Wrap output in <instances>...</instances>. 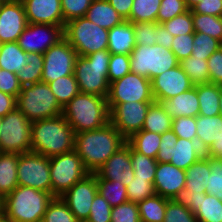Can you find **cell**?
<instances>
[{
    "label": "cell",
    "instance_id": "cell-18",
    "mask_svg": "<svg viewBox=\"0 0 222 222\" xmlns=\"http://www.w3.org/2000/svg\"><path fill=\"white\" fill-rule=\"evenodd\" d=\"M152 94L156 102L168 100L194 87L180 65L151 80Z\"/></svg>",
    "mask_w": 222,
    "mask_h": 222
},
{
    "label": "cell",
    "instance_id": "cell-56",
    "mask_svg": "<svg viewBox=\"0 0 222 222\" xmlns=\"http://www.w3.org/2000/svg\"><path fill=\"white\" fill-rule=\"evenodd\" d=\"M178 136L172 129L161 134V142L159 151L156 157L157 162H170L172 158L173 147L177 142Z\"/></svg>",
    "mask_w": 222,
    "mask_h": 222
},
{
    "label": "cell",
    "instance_id": "cell-54",
    "mask_svg": "<svg viewBox=\"0 0 222 222\" xmlns=\"http://www.w3.org/2000/svg\"><path fill=\"white\" fill-rule=\"evenodd\" d=\"M173 132L182 139L196 140V117L181 116L172 120Z\"/></svg>",
    "mask_w": 222,
    "mask_h": 222
},
{
    "label": "cell",
    "instance_id": "cell-25",
    "mask_svg": "<svg viewBox=\"0 0 222 222\" xmlns=\"http://www.w3.org/2000/svg\"><path fill=\"white\" fill-rule=\"evenodd\" d=\"M197 143L205 152L214 141L222 137V116H201L196 117Z\"/></svg>",
    "mask_w": 222,
    "mask_h": 222
},
{
    "label": "cell",
    "instance_id": "cell-57",
    "mask_svg": "<svg viewBox=\"0 0 222 222\" xmlns=\"http://www.w3.org/2000/svg\"><path fill=\"white\" fill-rule=\"evenodd\" d=\"M22 86L18 80L17 74L0 69V91L17 96L21 92Z\"/></svg>",
    "mask_w": 222,
    "mask_h": 222
},
{
    "label": "cell",
    "instance_id": "cell-53",
    "mask_svg": "<svg viewBox=\"0 0 222 222\" xmlns=\"http://www.w3.org/2000/svg\"><path fill=\"white\" fill-rule=\"evenodd\" d=\"M111 210L110 204L98 192L91 204L87 222H111Z\"/></svg>",
    "mask_w": 222,
    "mask_h": 222
},
{
    "label": "cell",
    "instance_id": "cell-3",
    "mask_svg": "<svg viewBox=\"0 0 222 222\" xmlns=\"http://www.w3.org/2000/svg\"><path fill=\"white\" fill-rule=\"evenodd\" d=\"M75 133L96 130L110 122L107 98L78 93L62 108L61 114Z\"/></svg>",
    "mask_w": 222,
    "mask_h": 222
},
{
    "label": "cell",
    "instance_id": "cell-65",
    "mask_svg": "<svg viewBox=\"0 0 222 222\" xmlns=\"http://www.w3.org/2000/svg\"><path fill=\"white\" fill-rule=\"evenodd\" d=\"M220 102V104H219V106H220V115H222V86H220V100H219Z\"/></svg>",
    "mask_w": 222,
    "mask_h": 222
},
{
    "label": "cell",
    "instance_id": "cell-12",
    "mask_svg": "<svg viewBox=\"0 0 222 222\" xmlns=\"http://www.w3.org/2000/svg\"><path fill=\"white\" fill-rule=\"evenodd\" d=\"M154 102L151 81L141 75L129 72L109 85L107 104L126 102Z\"/></svg>",
    "mask_w": 222,
    "mask_h": 222
},
{
    "label": "cell",
    "instance_id": "cell-29",
    "mask_svg": "<svg viewBox=\"0 0 222 222\" xmlns=\"http://www.w3.org/2000/svg\"><path fill=\"white\" fill-rule=\"evenodd\" d=\"M185 189L194 193H206V187L211 173L209 167V157L203 155L186 170Z\"/></svg>",
    "mask_w": 222,
    "mask_h": 222
},
{
    "label": "cell",
    "instance_id": "cell-19",
    "mask_svg": "<svg viewBox=\"0 0 222 222\" xmlns=\"http://www.w3.org/2000/svg\"><path fill=\"white\" fill-rule=\"evenodd\" d=\"M27 24L21 0L0 3V44L17 41Z\"/></svg>",
    "mask_w": 222,
    "mask_h": 222
},
{
    "label": "cell",
    "instance_id": "cell-20",
    "mask_svg": "<svg viewBox=\"0 0 222 222\" xmlns=\"http://www.w3.org/2000/svg\"><path fill=\"white\" fill-rule=\"evenodd\" d=\"M94 174L96 179L120 181L125 186H128L129 180L134 178V170L132 169L130 158V145L126 142Z\"/></svg>",
    "mask_w": 222,
    "mask_h": 222
},
{
    "label": "cell",
    "instance_id": "cell-51",
    "mask_svg": "<svg viewBox=\"0 0 222 222\" xmlns=\"http://www.w3.org/2000/svg\"><path fill=\"white\" fill-rule=\"evenodd\" d=\"M111 222H141L138 205L126 202L112 207Z\"/></svg>",
    "mask_w": 222,
    "mask_h": 222
},
{
    "label": "cell",
    "instance_id": "cell-8",
    "mask_svg": "<svg viewBox=\"0 0 222 222\" xmlns=\"http://www.w3.org/2000/svg\"><path fill=\"white\" fill-rule=\"evenodd\" d=\"M177 65H179V61L171 49H166L158 44L136 45L130 53L131 72L146 77L150 81Z\"/></svg>",
    "mask_w": 222,
    "mask_h": 222
},
{
    "label": "cell",
    "instance_id": "cell-40",
    "mask_svg": "<svg viewBox=\"0 0 222 222\" xmlns=\"http://www.w3.org/2000/svg\"><path fill=\"white\" fill-rule=\"evenodd\" d=\"M192 19L194 32L207 34L222 43V17L192 11Z\"/></svg>",
    "mask_w": 222,
    "mask_h": 222
},
{
    "label": "cell",
    "instance_id": "cell-49",
    "mask_svg": "<svg viewBox=\"0 0 222 222\" xmlns=\"http://www.w3.org/2000/svg\"><path fill=\"white\" fill-rule=\"evenodd\" d=\"M136 45L152 46L157 40V22L133 23Z\"/></svg>",
    "mask_w": 222,
    "mask_h": 222
},
{
    "label": "cell",
    "instance_id": "cell-23",
    "mask_svg": "<svg viewBox=\"0 0 222 222\" xmlns=\"http://www.w3.org/2000/svg\"><path fill=\"white\" fill-rule=\"evenodd\" d=\"M160 104L173 119L181 116L197 117L199 115V100L195 86L175 97L160 101Z\"/></svg>",
    "mask_w": 222,
    "mask_h": 222
},
{
    "label": "cell",
    "instance_id": "cell-50",
    "mask_svg": "<svg viewBox=\"0 0 222 222\" xmlns=\"http://www.w3.org/2000/svg\"><path fill=\"white\" fill-rule=\"evenodd\" d=\"M188 10L185 0H161L157 23L162 24Z\"/></svg>",
    "mask_w": 222,
    "mask_h": 222
},
{
    "label": "cell",
    "instance_id": "cell-48",
    "mask_svg": "<svg viewBox=\"0 0 222 222\" xmlns=\"http://www.w3.org/2000/svg\"><path fill=\"white\" fill-rule=\"evenodd\" d=\"M131 72L130 55L127 54H111L108 64V80L109 84L121 79L123 76Z\"/></svg>",
    "mask_w": 222,
    "mask_h": 222
},
{
    "label": "cell",
    "instance_id": "cell-33",
    "mask_svg": "<svg viewBox=\"0 0 222 222\" xmlns=\"http://www.w3.org/2000/svg\"><path fill=\"white\" fill-rule=\"evenodd\" d=\"M172 120L160 102L154 101L148 109L142 130L163 134L172 129Z\"/></svg>",
    "mask_w": 222,
    "mask_h": 222
},
{
    "label": "cell",
    "instance_id": "cell-13",
    "mask_svg": "<svg viewBox=\"0 0 222 222\" xmlns=\"http://www.w3.org/2000/svg\"><path fill=\"white\" fill-rule=\"evenodd\" d=\"M41 82L49 83L61 76L74 74L75 61L78 57L75 49L63 38L51 46L44 54Z\"/></svg>",
    "mask_w": 222,
    "mask_h": 222
},
{
    "label": "cell",
    "instance_id": "cell-16",
    "mask_svg": "<svg viewBox=\"0 0 222 222\" xmlns=\"http://www.w3.org/2000/svg\"><path fill=\"white\" fill-rule=\"evenodd\" d=\"M173 200L189 208L198 222H222V201L216 196L183 188Z\"/></svg>",
    "mask_w": 222,
    "mask_h": 222
},
{
    "label": "cell",
    "instance_id": "cell-26",
    "mask_svg": "<svg viewBox=\"0 0 222 222\" xmlns=\"http://www.w3.org/2000/svg\"><path fill=\"white\" fill-rule=\"evenodd\" d=\"M85 17L101 28L110 30L124 21L107 0H93Z\"/></svg>",
    "mask_w": 222,
    "mask_h": 222
},
{
    "label": "cell",
    "instance_id": "cell-43",
    "mask_svg": "<svg viewBox=\"0 0 222 222\" xmlns=\"http://www.w3.org/2000/svg\"><path fill=\"white\" fill-rule=\"evenodd\" d=\"M193 44L191 56L204 60H207L216 50L222 47L219 40L200 32H194Z\"/></svg>",
    "mask_w": 222,
    "mask_h": 222
},
{
    "label": "cell",
    "instance_id": "cell-59",
    "mask_svg": "<svg viewBox=\"0 0 222 222\" xmlns=\"http://www.w3.org/2000/svg\"><path fill=\"white\" fill-rule=\"evenodd\" d=\"M191 10L194 13L222 17V0H202Z\"/></svg>",
    "mask_w": 222,
    "mask_h": 222
},
{
    "label": "cell",
    "instance_id": "cell-66",
    "mask_svg": "<svg viewBox=\"0 0 222 222\" xmlns=\"http://www.w3.org/2000/svg\"><path fill=\"white\" fill-rule=\"evenodd\" d=\"M3 209V197L0 195V211Z\"/></svg>",
    "mask_w": 222,
    "mask_h": 222
},
{
    "label": "cell",
    "instance_id": "cell-46",
    "mask_svg": "<svg viewBox=\"0 0 222 222\" xmlns=\"http://www.w3.org/2000/svg\"><path fill=\"white\" fill-rule=\"evenodd\" d=\"M209 167L211 173L209 175L206 193L216 196L222 201V159L209 157Z\"/></svg>",
    "mask_w": 222,
    "mask_h": 222
},
{
    "label": "cell",
    "instance_id": "cell-28",
    "mask_svg": "<svg viewBox=\"0 0 222 222\" xmlns=\"http://www.w3.org/2000/svg\"><path fill=\"white\" fill-rule=\"evenodd\" d=\"M18 153L0 152V195L4 198L17 186Z\"/></svg>",
    "mask_w": 222,
    "mask_h": 222
},
{
    "label": "cell",
    "instance_id": "cell-52",
    "mask_svg": "<svg viewBox=\"0 0 222 222\" xmlns=\"http://www.w3.org/2000/svg\"><path fill=\"white\" fill-rule=\"evenodd\" d=\"M93 0H61L64 22L85 16Z\"/></svg>",
    "mask_w": 222,
    "mask_h": 222
},
{
    "label": "cell",
    "instance_id": "cell-4",
    "mask_svg": "<svg viewBox=\"0 0 222 222\" xmlns=\"http://www.w3.org/2000/svg\"><path fill=\"white\" fill-rule=\"evenodd\" d=\"M54 197L32 187L17 186L3 198V219L7 222H39Z\"/></svg>",
    "mask_w": 222,
    "mask_h": 222
},
{
    "label": "cell",
    "instance_id": "cell-44",
    "mask_svg": "<svg viewBox=\"0 0 222 222\" xmlns=\"http://www.w3.org/2000/svg\"><path fill=\"white\" fill-rule=\"evenodd\" d=\"M126 186L128 202L138 204L146 198L154 196V185L148 179L131 178Z\"/></svg>",
    "mask_w": 222,
    "mask_h": 222
},
{
    "label": "cell",
    "instance_id": "cell-7",
    "mask_svg": "<svg viewBox=\"0 0 222 222\" xmlns=\"http://www.w3.org/2000/svg\"><path fill=\"white\" fill-rule=\"evenodd\" d=\"M64 38L78 56H87L108 48V30L91 22L85 16L65 24Z\"/></svg>",
    "mask_w": 222,
    "mask_h": 222
},
{
    "label": "cell",
    "instance_id": "cell-61",
    "mask_svg": "<svg viewBox=\"0 0 222 222\" xmlns=\"http://www.w3.org/2000/svg\"><path fill=\"white\" fill-rule=\"evenodd\" d=\"M124 20L130 17L133 0H107Z\"/></svg>",
    "mask_w": 222,
    "mask_h": 222
},
{
    "label": "cell",
    "instance_id": "cell-11",
    "mask_svg": "<svg viewBox=\"0 0 222 222\" xmlns=\"http://www.w3.org/2000/svg\"><path fill=\"white\" fill-rule=\"evenodd\" d=\"M17 179L19 186L51 194L49 158L32 151L18 154Z\"/></svg>",
    "mask_w": 222,
    "mask_h": 222
},
{
    "label": "cell",
    "instance_id": "cell-37",
    "mask_svg": "<svg viewBox=\"0 0 222 222\" xmlns=\"http://www.w3.org/2000/svg\"><path fill=\"white\" fill-rule=\"evenodd\" d=\"M183 71L189 76L194 86L209 83V70L207 60L189 56L179 62Z\"/></svg>",
    "mask_w": 222,
    "mask_h": 222
},
{
    "label": "cell",
    "instance_id": "cell-60",
    "mask_svg": "<svg viewBox=\"0 0 222 222\" xmlns=\"http://www.w3.org/2000/svg\"><path fill=\"white\" fill-rule=\"evenodd\" d=\"M16 97L0 91V117H4L7 113L16 108Z\"/></svg>",
    "mask_w": 222,
    "mask_h": 222
},
{
    "label": "cell",
    "instance_id": "cell-6",
    "mask_svg": "<svg viewBox=\"0 0 222 222\" xmlns=\"http://www.w3.org/2000/svg\"><path fill=\"white\" fill-rule=\"evenodd\" d=\"M16 108L29 121L54 118L62 114V107L57 102L48 83L38 82L23 86L16 98Z\"/></svg>",
    "mask_w": 222,
    "mask_h": 222
},
{
    "label": "cell",
    "instance_id": "cell-27",
    "mask_svg": "<svg viewBox=\"0 0 222 222\" xmlns=\"http://www.w3.org/2000/svg\"><path fill=\"white\" fill-rule=\"evenodd\" d=\"M204 155L197 140L177 139L172 151L170 163L179 169L186 170Z\"/></svg>",
    "mask_w": 222,
    "mask_h": 222
},
{
    "label": "cell",
    "instance_id": "cell-9",
    "mask_svg": "<svg viewBox=\"0 0 222 222\" xmlns=\"http://www.w3.org/2000/svg\"><path fill=\"white\" fill-rule=\"evenodd\" d=\"M51 195L61 197L90 172L75 150L49 158Z\"/></svg>",
    "mask_w": 222,
    "mask_h": 222
},
{
    "label": "cell",
    "instance_id": "cell-32",
    "mask_svg": "<svg viewBox=\"0 0 222 222\" xmlns=\"http://www.w3.org/2000/svg\"><path fill=\"white\" fill-rule=\"evenodd\" d=\"M126 142L134 150L156 159L160 147L161 134L140 130L131 135Z\"/></svg>",
    "mask_w": 222,
    "mask_h": 222
},
{
    "label": "cell",
    "instance_id": "cell-35",
    "mask_svg": "<svg viewBox=\"0 0 222 222\" xmlns=\"http://www.w3.org/2000/svg\"><path fill=\"white\" fill-rule=\"evenodd\" d=\"M27 64L17 73L21 86L41 82L44 57L41 53H27Z\"/></svg>",
    "mask_w": 222,
    "mask_h": 222
},
{
    "label": "cell",
    "instance_id": "cell-45",
    "mask_svg": "<svg viewBox=\"0 0 222 222\" xmlns=\"http://www.w3.org/2000/svg\"><path fill=\"white\" fill-rule=\"evenodd\" d=\"M162 25L174 37L184 34H194L192 10L177 15L169 21L162 23Z\"/></svg>",
    "mask_w": 222,
    "mask_h": 222
},
{
    "label": "cell",
    "instance_id": "cell-58",
    "mask_svg": "<svg viewBox=\"0 0 222 222\" xmlns=\"http://www.w3.org/2000/svg\"><path fill=\"white\" fill-rule=\"evenodd\" d=\"M209 83L222 86V47L216 50L208 59Z\"/></svg>",
    "mask_w": 222,
    "mask_h": 222
},
{
    "label": "cell",
    "instance_id": "cell-22",
    "mask_svg": "<svg viewBox=\"0 0 222 222\" xmlns=\"http://www.w3.org/2000/svg\"><path fill=\"white\" fill-rule=\"evenodd\" d=\"M28 23L65 26L61 0H21Z\"/></svg>",
    "mask_w": 222,
    "mask_h": 222
},
{
    "label": "cell",
    "instance_id": "cell-34",
    "mask_svg": "<svg viewBox=\"0 0 222 222\" xmlns=\"http://www.w3.org/2000/svg\"><path fill=\"white\" fill-rule=\"evenodd\" d=\"M141 222H163L167 205V198L155 194L138 204Z\"/></svg>",
    "mask_w": 222,
    "mask_h": 222
},
{
    "label": "cell",
    "instance_id": "cell-38",
    "mask_svg": "<svg viewBox=\"0 0 222 222\" xmlns=\"http://www.w3.org/2000/svg\"><path fill=\"white\" fill-rule=\"evenodd\" d=\"M161 0H133L130 17L132 23L157 22Z\"/></svg>",
    "mask_w": 222,
    "mask_h": 222
},
{
    "label": "cell",
    "instance_id": "cell-2",
    "mask_svg": "<svg viewBox=\"0 0 222 222\" xmlns=\"http://www.w3.org/2000/svg\"><path fill=\"white\" fill-rule=\"evenodd\" d=\"M74 143L75 132L62 115L32 122V152L51 158L74 150Z\"/></svg>",
    "mask_w": 222,
    "mask_h": 222
},
{
    "label": "cell",
    "instance_id": "cell-30",
    "mask_svg": "<svg viewBox=\"0 0 222 222\" xmlns=\"http://www.w3.org/2000/svg\"><path fill=\"white\" fill-rule=\"evenodd\" d=\"M199 100V115L216 116L220 114V85L202 84L196 85Z\"/></svg>",
    "mask_w": 222,
    "mask_h": 222
},
{
    "label": "cell",
    "instance_id": "cell-36",
    "mask_svg": "<svg viewBox=\"0 0 222 222\" xmlns=\"http://www.w3.org/2000/svg\"><path fill=\"white\" fill-rule=\"evenodd\" d=\"M48 84L52 93L55 95L57 102L62 108L78 93H80L74 74L64 77L61 76L57 80L49 82Z\"/></svg>",
    "mask_w": 222,
    "mask_h": 222
},
{
    "label": "cell",
    "instance_id": "cell-68",
    "mask_svg": "<svg viewBox=\"0 0 222 222\" xmlns=\"http://www.w3.org/2000/svg\"><path fill=\"white\" fill-rule=\"evenodd\" d=\"M1 2H6V1H17V0H0Z\"/></svg>",
    "mask_w": 222,
    "mask_h": 222
},
{
    "label": "cell",
    "instance_id": "cell-62",
    "mask_svg": "<svg viewBox=\"0 0 222 222\" xmlns=\"http://www.w3.org/2000/svg\"><path fill=\"white\" fill-rule=\"evenodd\" d=\"M173 39L174 36L171 35L162 24L157 23L156 44L161 45L166 49H171Z\"/></svg>",
    "mask_w": 222,
    "mask_h": 222
},
{
    "label": "cell",
    "instance_id": "cell-39",
    "mask_svg": "<svg viewBox=\"0 0 222 222\" xmlns=\"http://www.w3.org/2000/svg\"><path fill=\"white\" fill-rule=\"evenodd\" d=\"M98 192L111 207L128 202L126 186L120 181L96 179Z\"/></svg>",
    "mask_w": 222,
    "mask_h": 222
},
{
    "label": "cell",
    "instance_id": "cell-17",
    "mask_svg": "<svg viewBox=\"0 0 222 222\" xmlns=\"http://www.w3.org/2000/svg\"><path fill=\"white\" fill-rule=\"evenodd\" d=\"M98 193L96 175L90 173L83 180L75 183L66 191L61 199L67 204L70 211L81 222L87 221L91 204Z\"/></svg>",
    "mask_w": 222,
    "mask_h": 222
},
{
    "label": "cell",
    "instance_id": "cell-47",
    "mask_svg": "<svg viewBox=\"0 0 222 222\" xmlns=\"http://www.w3.org/2000/svg\"><path fill=\"white\" fill-rule=\"evenodd\" d=\"M163 222H198L195 214L173 199H167Z\"/></svg>",
    "mask_w": 222,
    "mask_h": 222
},
{
    "label": "cell",
    "instance_id": "cell-14",
    "mask_svg": "<svg viewBox=\"0 0 222 222\" xmlns=\"http://www.w3.org/2000/svg\"><path fill=\"white\" fill-rule=\"evenodd\" d=\"M153 102H126L107 104L110 123L127 140L134 133L142 130L148 109Z\"/></svg>",
    "mask_w": 222,
    "mask_h": 222
},
{
    "label": "cell",
    "instance_id": "cell-64",
    "mask_svg": "<svg viewBox=\"0 0 222 222\" xmlns=\"http://www.w3.org/2000/svg\"><path fill=\"white\" fill-rule=\"evenodd\" d=\"M202 0H185V3L189 10H191L195 5L200 3Z\"/></svg>",
    "mask_w": 222,
    "mask_h": 222
},
{
    "label": "cell",
    "instance_id": "cell-42",
    "mask_svg": "<svg viewBox=\"0 0 222 222\" xmlns=\"http://www.w3.org/2000/svg\"><path fill=\"white\" fill-rule=\"evenodd\" d=\"M44 222H80L70 211L61 197H54L48 204L44 214Z\"/></svg>",
    "mask_w": 222,
    "mask_h": 222
},
{
    "label": "cell",
    "instance_id": "cell-15",
    "mask_svg": "<svg viewBox=\"0 0 222 222\" xmlns=\"http://www.w3.org/2000/svg\"><path fill=\"white\" fill-rule=\"evenodd\" d=\"M64 27L43 23H28L17 40L26 53L44 54L51 46L64 38Z\"/></svg>",
    "mask_w": 222,
    "mask_h": 222
},
{
    "label": "cell",
    "instance_id": "cell-55",
    "mask_svg": "<svg viewBox=\"0 0 222 222\" xmlns=\"http://www.w3.org/2000/svg\"><path fill=\"white\" fill-rule=\"evenodd\" d=\"M194 34H184L174 37L171 45V51L177 60L188 58L192 54Z\"/></svg>",
    "mask_w": 222,
    "mask_h": 222
},
{
    "label": "cell",
    "instance_id": "cell-67",
    "mask_svg": "<svg viewBox=\"0 0 222 222\" xmlns=\"http://www.w3.org/2000/svg\"><path fill=\"white\" fill-rule=\"evenodd\" d=\"M3 220L2 211H0V222Z\"/></svg>",
    "mask_w": 222,
    "mask_h": 222
},
{
    "label": "cell",
    "instance_id": "cell-21",
    "mask_svg": "<svg viewBox=\"0 0 222 222\" xmlns=\"http://www.w3.org/2000/svg\"><path fill=\"white\" fill-rule=\"evenodd\" d=\"M185 182V170L177 168L170 162H158L153 182L157 195L167 199H173L175 195L184 188Z\"/></svg>",
    "mask_w": 222,
    "mask_h": 222
},
{
    "label": "cell",
    "instance_id": "cell-1",
    "mask_svg": "<svg viewBox=\"0 0 222 222\" xmlns=\"http://www.w3.org/2000/svg\"><path fill=\"white\" fill-rule=\"evenodd\" d=\"M125 144L126 139L108 122L102 128L75 133L74 150L85 168L90 173H95Z\"/></svg>",
    "mask_w": 222,
    "mask_h": 222
},
{
    "label": "cell",
    "instance_id": "cell-10",
    "mask_svg": "<svg viewBox=\"0 0 222 222\" xmlns=\"http://www.w3.org/2000/svg\"><path fill=\"white\" fill-rule=\"evenodd\" d=\"M32 122L17 108L1 118L0 152H31Z\"/></svg>",
    "mask_w": 222,
    "mask_h": 222
},
{
    "label": "cell",
    "instance_id": "cell-63",
    "mask_svg": "<svg viewBox=\"0 0 222 222\" xmlns=\"http://www.w3.org/2000/svg\"><path fill=\"white\" fill-rule=\"evenodd\" d=\"M204 155L222 159V137L217 141H214L211 146L204 152Z\"/></svg>",
    "mask_w": 222,
    "mask_h": 222
},
{
    "label": "cell",
    "instance_id": "cell-5",
    "mask_svg": "<svg viewBox=\"0 0 222 222\" xmlns=\"http://www.w3.org/2000/svg\"><path fill=\"white\" fill-rule=\"evenodd\" d=\"M110 58L111 54L107 49L76 58L74 75L80 93L107 98L110 85L108 80Z\"/></svg>",
    "mask_w": 222,
    "mask_h": 222
},
{
    "label": "cell",
    "instance_id": "cell-41",
    "mask_svg": "<svg viewBox=\"0 0 222 222\" xmlns=\"http://www.w3.org/2000/svg\"><path fill=\"white\" fill-rule=\"evenodd\" d=\"M130 158L132 169L134 170V177L148 179L151 183H153L158 164L157 160L134 150L131 146Z\"/></svg>",
    "mask_w": 222,
    "mask_h": 222
},
{
    "label": "cell",
    "instance_id": "cell-24",
    "mask_svg": "<svg viewBox=\"0 0 222 222\" xmlns=\"http://www.w3.org/2000/svg\"><path fill=\"white\" fill-rule=\"evenodd\" d=\"M136 46L133 23L124 20L118 26L108 30V48L110 54H127Z\"/></svg>",
    "mask_w": 222,
    "mask_h": 222
},
{
    "label": "cell",
    "instance_id": "cell-31",
    "mask_svg": "<svg viewBox=\"0 0 222 222\" xmlns=\"http://www.w3.org/2000/svg\"><path fill=\"white\" fill-rule=\"evenodd\" d=\"M27 53L24 52L17 41L0 44V69L17 74L26 62Z\"/></svg>",
    "mask_w": 222,
    "mask_h": 222
}]
</instances>
